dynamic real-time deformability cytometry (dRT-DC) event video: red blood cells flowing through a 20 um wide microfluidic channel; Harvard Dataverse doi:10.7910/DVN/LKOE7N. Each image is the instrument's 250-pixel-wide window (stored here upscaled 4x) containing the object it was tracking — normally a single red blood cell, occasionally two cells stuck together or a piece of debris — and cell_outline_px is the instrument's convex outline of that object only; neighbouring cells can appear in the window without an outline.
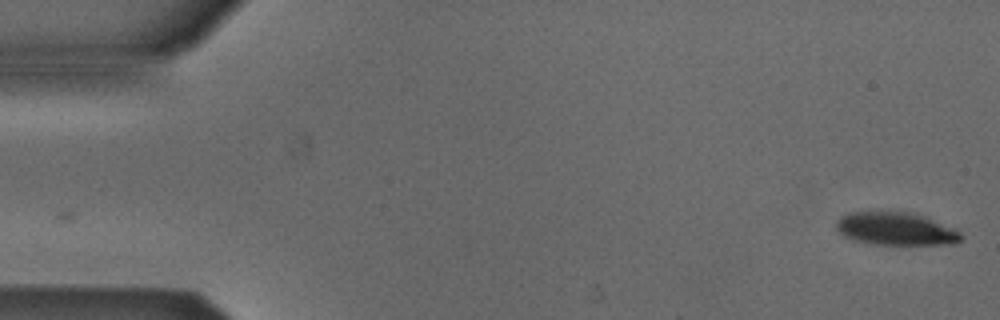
{"species": "Egyptian fruit bat (a non-hibernating species)", "species_latin": "Rousettus aegyptiacus", "temperature_condition": "cold", "stored_images_in_passage": 53, "camera_frame_rate_fps": 3000, "um_per_image_px": 0.085, "animal": {"sex": "male"}, "frame": {"image": 1, "passage_image": 1, "time_ms": 0.0, "image_size_px": [1000, 320], "cell_outline_px": [[964, 236], [956, 244], [872, 244], [852, 240], [844, 236], [836, 228], [836, 220], [840, 216], [852, 212], [908, 212], [924, 216], [956, 228]], "centroid_in_image_um": [76.16, 19.45], "position_along_channel_um": 8.8, "area_um2": 23.99}}
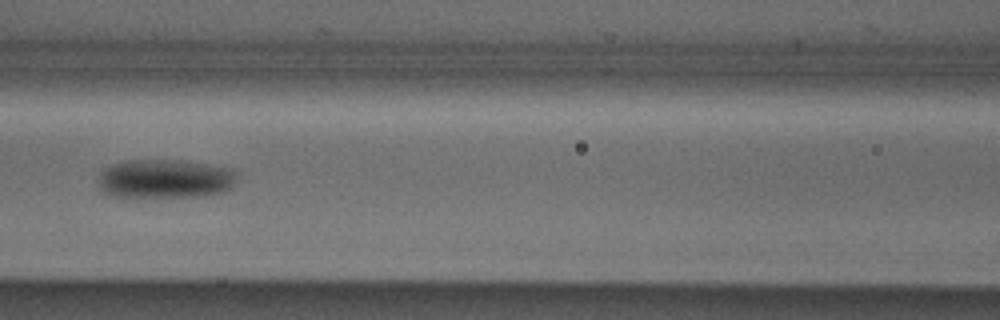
{"frame": {"image": 2, "passage_image": 23, "time_ms": 7.333, "image_size_px": [1000, 320], "cell_outline_px": [[236, 180], [232, 188], [224, 192], [204, 196], [108, 196], [100, 192], [96, 180], [100, 172], [104, 168], [112, 164], [128, 160], [180, 160], [208, 164], [232, 168], [236, 172]], "centroid_in_image_um": [14.0, 15.19], "position_along_channel_um": 152.6, "area_um2": 31.96}}
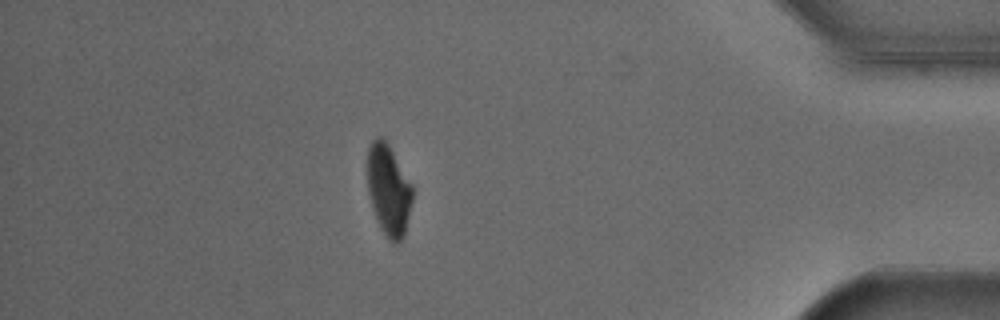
{"frame": {"image": 3, "passage_image": 46, "time_ms": 15.0, "image_size_px": [1000, 320], "cell_outline_px": [[412, 200], [404, 236], [396, 244], [392, 244], [388, 240], [380, 228], [376, 220], [372, 208], [368, 192], [368, 148], [372, 140], [376, 136], [380, 136], [388, 144], [412, 184]], "centroid_in_image_um": [33.02, 16.18], "position_along_channel_um": 402.2, "area_um2": 23.87}, "authors_computed_cell_mechanics": {"area_um2": 27.6284, "velocity_mm_per_s": 3.8481, "shape_relaxation_time_tau1_ms": 3.3388, "shape_relaxation_time_tau2_ms": null, "deformation_change_tau1": 0.1214, "deformation_change_tau2": null}}